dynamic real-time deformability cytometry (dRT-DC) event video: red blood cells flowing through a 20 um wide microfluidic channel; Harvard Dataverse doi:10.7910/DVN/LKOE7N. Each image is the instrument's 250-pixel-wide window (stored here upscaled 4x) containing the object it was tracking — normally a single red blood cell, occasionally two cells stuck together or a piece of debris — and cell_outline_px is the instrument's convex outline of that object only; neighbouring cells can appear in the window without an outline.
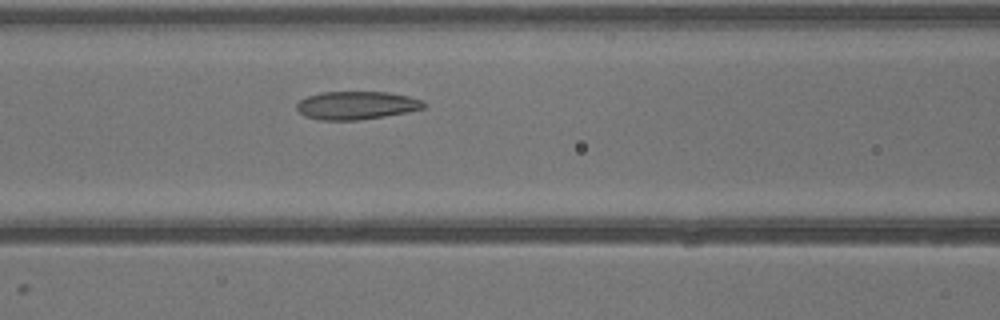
{"species": "common noctule bat (a hibernating species)", "species_latin": "Nyctalus noctula", "temperature_condition": "warm", "stored_images_in_passage": 13, "camera_frame_rate_fps": 3000, "um_per_image_px": 0.085, "animal": {"sex": "male", "body_mass_g": 13.3}, "frame": {"image": 1, "passage_image": 6, "time_ms": 1.667, "image_size_px": [1000, 320], "cell_outline_px": [[424, 108], [384, 116], [360, 120], [320, 120], [304, 116], [296, 108], [296, 104], [300, 100], [308, 96], [320, 92], [388, 92], [408, 96], [424, 100]], "centroid_in_image_um": [30.27, 8.95], "position_along_channel_um": 136.3, "area_um2": 20.75}}
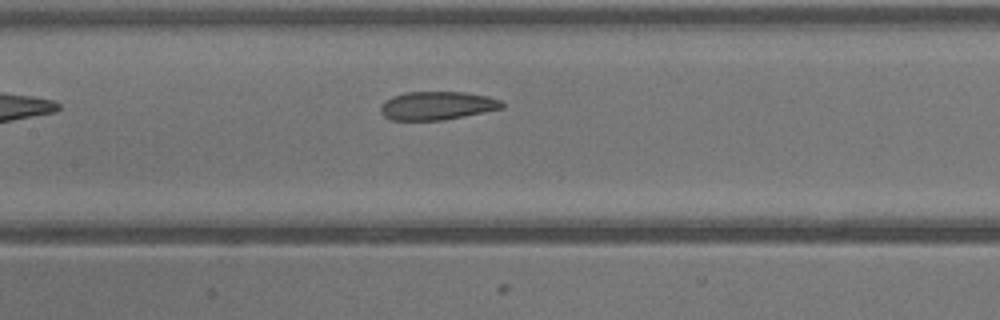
{"frame": {"image": 2, "passage_image": 8, "time_ms": 2.333, "image_size_px": [1000, 320], "cell_outline_px": [[504, 108], [464, 116], [440, 120], [392, 120], [384, 116], [380, 112], [380, 104], [384, 100], [392, 96], [408, 92], [464, 92], [488, 96], [500, 100], [504, 104]], "centroid_in_image_um": [37.13, 8.98], "position_along_channel_um": 170.3, "area_um2": 20.11}}